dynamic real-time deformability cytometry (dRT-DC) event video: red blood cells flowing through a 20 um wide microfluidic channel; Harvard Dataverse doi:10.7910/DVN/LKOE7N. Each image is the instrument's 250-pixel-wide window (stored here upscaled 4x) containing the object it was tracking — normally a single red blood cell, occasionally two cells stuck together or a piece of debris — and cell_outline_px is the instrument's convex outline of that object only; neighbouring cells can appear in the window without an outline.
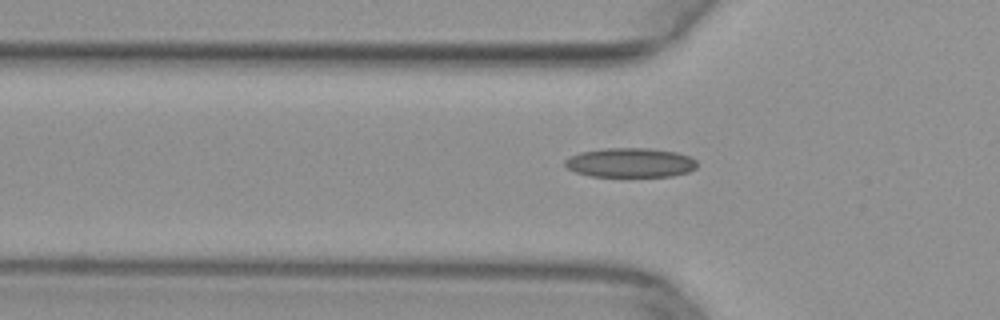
{"species": "common noctule bat (a hibernating species)", "species_latin": "Nyctalus noctula", "temperature_condition": "warm", "stored_images_in_passage": 35, "camera_frame_rate_fps": 3000, "um_per_image_px": 0.085, "animal": {"sex": "female", "body_mass_g": 29.2, "forearm_length_mm": 56.3}, "frame": {"image": 1, "passage_image": 4, "time_ms": 1.0, "image_size_px": [1000, 320], "cell_outline_px": [[696, 168], [688, 172], [672, 176], [588, 176], [576, 172], [568, 168], [564, 164], [564, 160], [580, 152], [604, 148], [648, 148], [676, 152], [688, 156], [696, 160]], "centroid_in_image_um": [53.57, 13.82], "position_along_channel_um": 72.2, "area_um2": 22.54}}
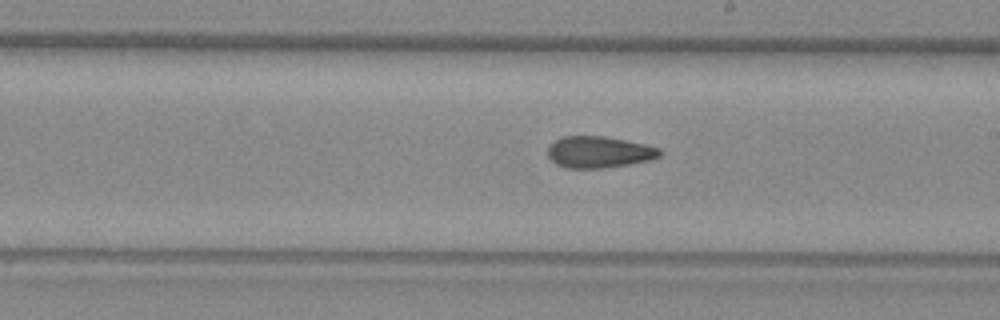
{"frame": {"image": 2, "passage_image": 16, "time_ms": 5.0, "image_size_px": [1000, 320], "cell_outline_px": [[664, 152], [660, 156], [652, 160], [604, 168], [564, 168], [556, 164], [548, 156], [548, 148], [556, 140], [564, 136], [604, 136], [644, 144], [660, 148]], "centroid_in_image_um": [50.94, 12.93], "position_along_channel_um": 238.1, "area_um2": 20.58}}
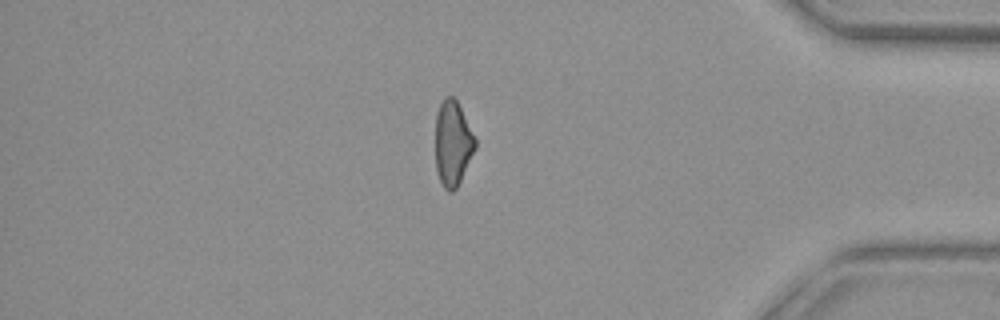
{"frame": {"image": 3, "passage_image": 30, "time_ms": 9.667, "image_size_px": [1000, 320], "cell_outline_px": [[476, 148], [456, 188], [452, 192], [448, 192], [444, 188], [436, 172], [436, 116], [440, 104], [444, 96], [452, 96], [456, 100], [476, 136]], "centroid_in_image_um": [38.49, 12.18], "position_along_channel_um": 396.7, "area_um2": 19.71}}